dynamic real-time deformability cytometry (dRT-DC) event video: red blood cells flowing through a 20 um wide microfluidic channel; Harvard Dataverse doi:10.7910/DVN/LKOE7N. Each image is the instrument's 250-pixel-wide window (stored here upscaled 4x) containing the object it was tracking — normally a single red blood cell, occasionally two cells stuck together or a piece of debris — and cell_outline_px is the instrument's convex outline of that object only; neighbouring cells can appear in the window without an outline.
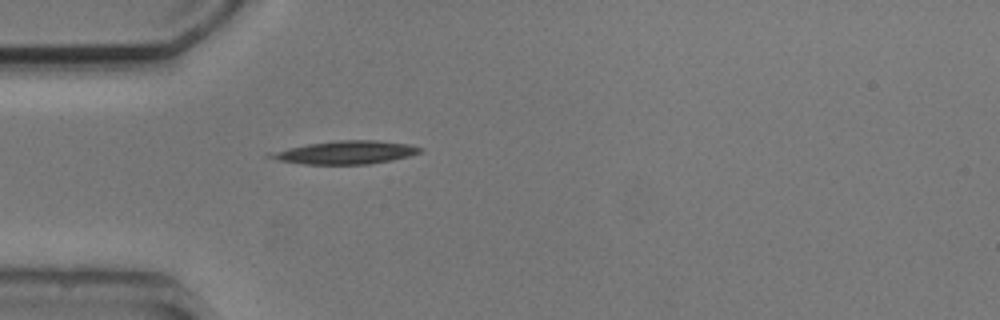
{"species": "common noctule bat (a hibernating species)", "species_latin": "Nyctalus noctula", "temperature_condition": "cold", "stored_images_in_passage": 1, "camera_frame_rate_fps": 3000, "um_per_image_px": 0.085, "animal": {"sex": "male", "body_mass_g": 20.5, "forearm_length_mm": 52.5}, "frame": {"image": 1, "passage_image": 1, "time_ms": 0.0, "image_size_px": [1000, 320], "cell_outline_px": [[424, 148], [420, 152], [408, 156], [392, 160], [368, 164], [304, 164], [280, 160], [264, 156], [264, 152], [308, 144], [340, 140], [376, 140], [408, 144]], "centroid_in_image_um": [29.31, 12.95], "position_along_channel_um": 55.7, "area_um2": 20.23}}